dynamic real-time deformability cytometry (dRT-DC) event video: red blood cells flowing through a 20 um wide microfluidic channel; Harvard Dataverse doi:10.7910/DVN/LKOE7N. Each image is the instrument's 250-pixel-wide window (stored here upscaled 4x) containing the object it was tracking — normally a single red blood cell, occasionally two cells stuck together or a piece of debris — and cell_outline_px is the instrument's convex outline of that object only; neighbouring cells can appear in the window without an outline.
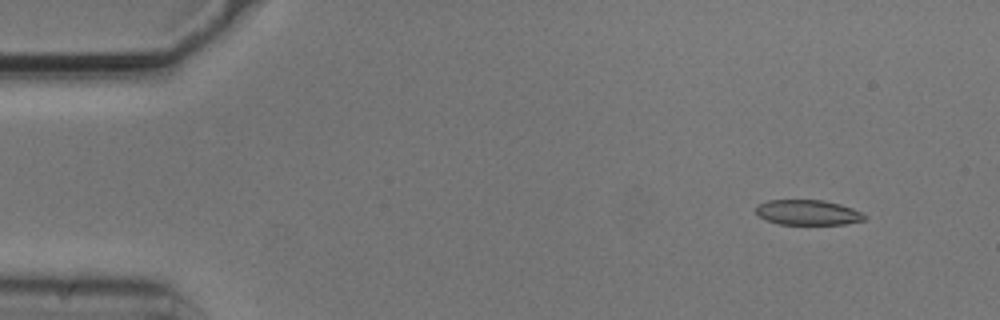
{"species": "common noctule bat (a hibernating species)", "species_latin": "Nyctalus noctula", "temperature_condition": "cold", "stored_images_in_passage": 5, "camera_frame_rate_fps": 3000, "um_per_image_px": 0.085, "animal": {"sex": "male", "body_mass_g": 20.5, "forearm_length_mm": 52.5}, "frame": {"image": 1, "passage_image": 1, "time_ms": 0.0, "image_size_px": [1000, 320], "cell_outline_px": [[868, 216], [864, 220], [844, 224], [780, 224], [768, 220], [760, 216], [756, 212], [756, 204], [768, 200], [824, 200], [840, 204], [852, 208]], "centroid_in_image_um": [68.67, 18.05], "position_along_channel_um": 16.3, "area_um2": 15.84}}
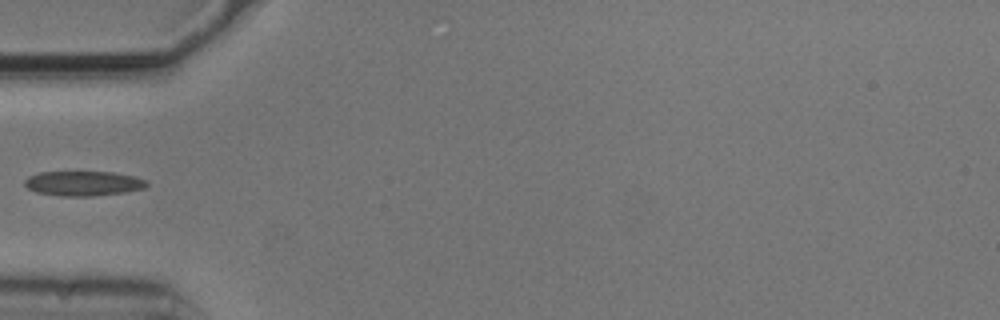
{"frame": {"image": 2, "passage_image": 4, "time_ms": 1.0, "image_size_px": [1000, 320], "cell_outline_px": [[148, 184], [144, 188], [124, 192], [92, 196], [60, 196], [36, 192], [28, 188], [24, 184], [24, 180], [28, 176], [40, 172], [112, 172], [136, 176], [148, 180]], "centroid_in_image_um": [7.09, 15.58], "position_along_channel_um": 77.9, "area_um2": 17.69}}
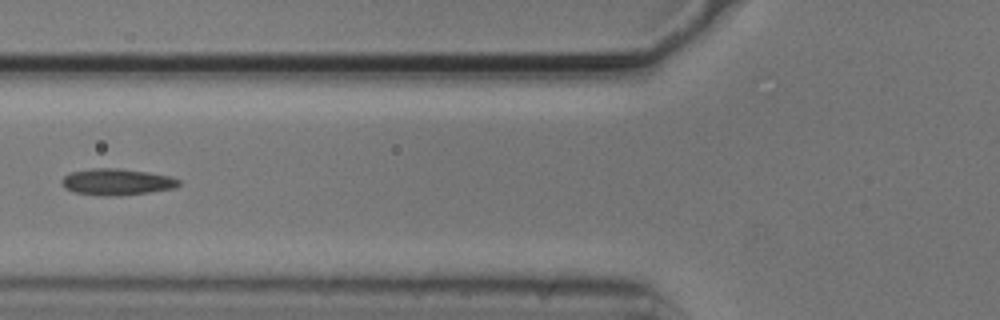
{"frame": {"image": 3, "passage_image": 5, "time_ms": 1.333, "image_size_px": [1000, 320], "cell_outline_px": [[180, 184], [176, 188], [148, 192], [108, 196], [100, 196], [76, 192], [64, 188], [60, 184], [60, 180], [64, 176], [72, 172], [92, 168], [116, 168], [148, 172], [172, 176], [180, 180]], "centroid_in_image_um": [9.92, 15.45], "position_along_channel_um": 115.9, "area_um2": 18.03}}